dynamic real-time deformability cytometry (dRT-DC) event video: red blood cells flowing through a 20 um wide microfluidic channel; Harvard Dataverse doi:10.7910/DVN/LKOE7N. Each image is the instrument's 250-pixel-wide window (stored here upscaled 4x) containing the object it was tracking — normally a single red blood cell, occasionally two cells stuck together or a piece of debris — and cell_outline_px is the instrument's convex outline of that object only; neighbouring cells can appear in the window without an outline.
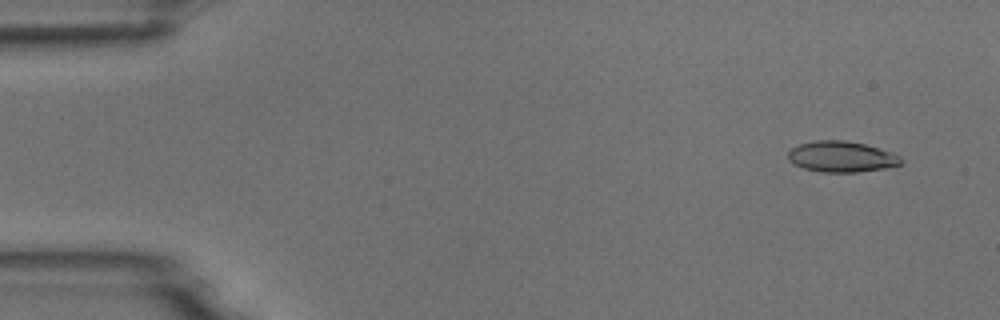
{"species": "common noctule bat (a hibernating species)", "species_latin": "Nyctalus noctula", "temperature_condition": "room temperature", "stored_images_in_passage": 5, "camera_frame_rate_fps": 3000, "um_per_image_px": 0.085, "animal": {"sex": "male", "body_mass_g": 18.8}, "frame": {"image": 1, "passage_image": 1, "time_ms": 0.0, "image_size_px": [1000, 320], "cell_outline_px": [[904, 164], [884, 168], [856, 172], [820, 172], [804, 168], [788, 160], [788, 152], [792, 148], [800, 144], [816, 140], [844, 140], [864, 144], [892, 152], [900, 156], [904, 160]], "centroid_in_image_um": [71.56, 13.32], "position_along_channel_um": 13.4, "area_um2": 20.29}}
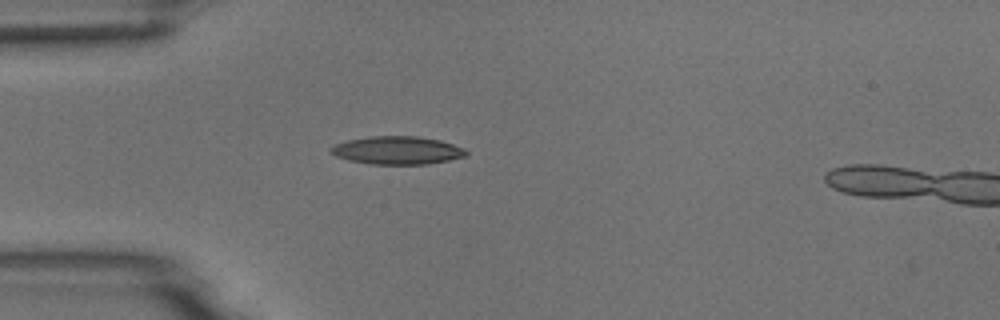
{"frame": {"image": 2, "passage_image": 4, "time_ms": 3.667, "image_size_px": [1000, 320], "cell_outline_px": [[468, 156], [428, 164], [372, 164], [348, 160], [336, 156], [328, 148], [336, 144], [348, 140], [368, 136], [416, 136], [440, 140], [464, 148], [468, 152]], "centroid_in_image_um": [33.78, 12.78], "position_along_channel_um": 51.2, "area_um2": 22.08}}